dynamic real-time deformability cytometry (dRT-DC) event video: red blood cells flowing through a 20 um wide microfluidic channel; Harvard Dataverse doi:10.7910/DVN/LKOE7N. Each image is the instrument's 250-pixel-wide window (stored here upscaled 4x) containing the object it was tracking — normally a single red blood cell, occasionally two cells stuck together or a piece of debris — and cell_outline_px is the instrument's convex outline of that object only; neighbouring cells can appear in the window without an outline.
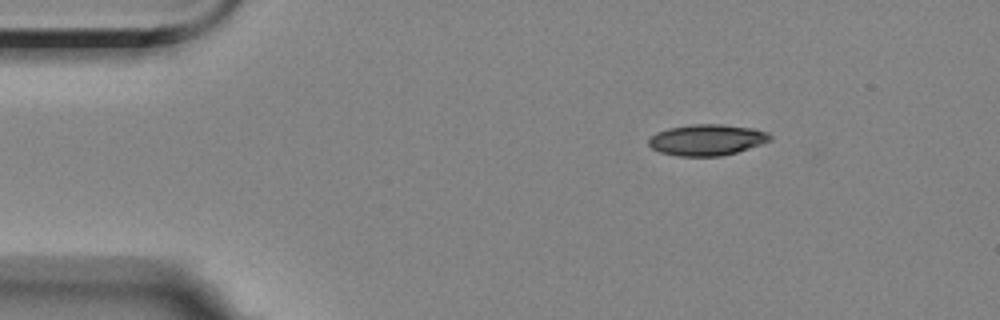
{"species": "Egyptian fruit bat (a non-hibernating species)", "species_latin": "Rousettus aegyptiacus", "temperature_condition": "room temperature", "stored_images_in_passage": 4, "segment_of_instrument_passage": [1, 2], "camera_frame_rate_fps": 3000, "um_per_image_px": 0.085, "animal": {"sex": "female"}, "frame": {"image": 1, "passage_image": 1, "time_ms": 0.0, "image_size_px": [1000, 320], "cell_outline_px": [[772, 140], [736, 152], [720, 156], [676, 156], [660, 152], [652, 148], [648, 144], [648, 140], [656, 132], [668, 128], [692, 124], [720, 124], [756, 128], [768, 132], [772, 136]], "centroid_in_image_um": [60.09, 11.88], "position_along_channel_um": 24.9, "area_um2": 22.08}}